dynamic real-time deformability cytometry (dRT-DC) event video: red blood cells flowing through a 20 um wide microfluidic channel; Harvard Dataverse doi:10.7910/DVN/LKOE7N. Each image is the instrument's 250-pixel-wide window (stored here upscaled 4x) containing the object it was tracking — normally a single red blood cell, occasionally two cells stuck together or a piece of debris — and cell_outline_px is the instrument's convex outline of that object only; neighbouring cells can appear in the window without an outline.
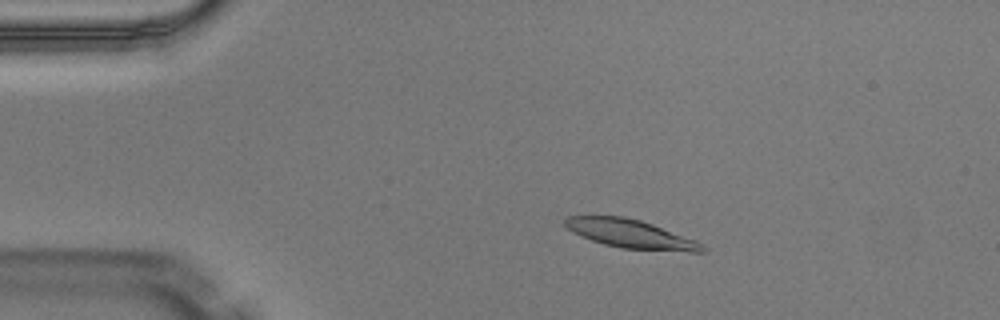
{"species": "Egyptian fruit bat (a non-hibernating species)", "species_latin": "Rousettus aegyptiacus", "temperature_condition": "warm", "stored_images_in_passage": 4, "camera_frame_rate_fps": 3000, "um_per_image_px": 0.085, "animal": {"sex": "male"}, "frame": {"image": 1, "passage_image": 3, "time_ms": 0.667, "image_size_px": [1000, 320], "cell_outline_px": [[708, 248], [704, 252], [688, 252], [620, 248], [604, 244], [580, 236], [572, 232], [564, 224], [564, 220], [568, 216], [624, 216], [640, 220], [652, 224], [696, 240], [704, 244]], "centroid_in_image_um": [53.65, 19.89], "position_along_channel_um": 31.4, "area_um2": 22.95}}